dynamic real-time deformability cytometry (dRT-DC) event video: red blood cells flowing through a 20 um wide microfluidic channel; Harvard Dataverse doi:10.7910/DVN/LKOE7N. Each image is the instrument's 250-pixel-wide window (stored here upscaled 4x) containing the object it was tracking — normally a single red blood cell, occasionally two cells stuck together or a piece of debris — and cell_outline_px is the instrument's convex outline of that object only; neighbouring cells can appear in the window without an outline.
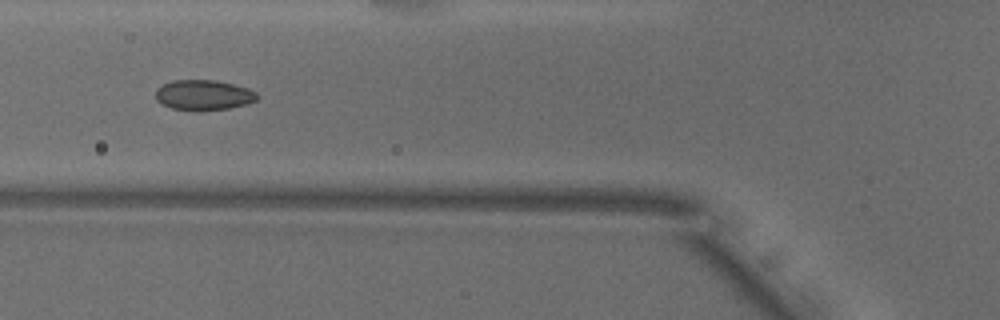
{"species": "common noctule bat (a hibernating species)", "species_latin": "Nyctalus noctula", "temperature_condition": "warm", "stored_images_in_passage": 32, "camera_frame_rate_fps": 3000, "um_per_image_px": 0.085, "animal": {"sex": "male", "body_mass_g": 18.8}, "frame": {"image": 1, "passage_image": 5, "time_ms": 1.333, "image_size_px": [1000, 320], "cell_outline_px": [[260, 96], [256, 100], [248, 104], [228, 108], [172, 108], [156, 100], [156, 88], [160, 84], [172, 80], [216, 80], [248, 88], [256, 92]], "centroid_in_image_um": [17.32, 8.03], "position_along_channel_um": 108.5, "area_um2": 17.4}}
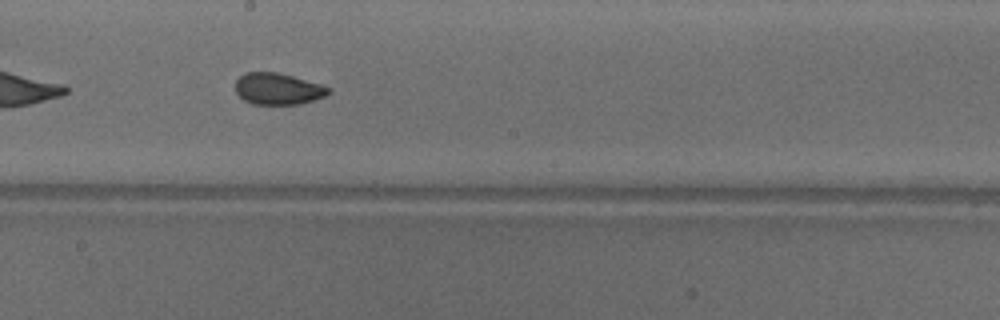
{"frame": {"image": 2, "passage_image": 14, "time_ms": 4.333, "image_size_px": [1000, 320], "cell_outline_px": [[332, 92], [324, 96], [300, 104], [252, 104], [244, 100], [236, 92], [236, 80], [244, 72], [276, 72], [292, 76], [320, 84], [328, 88]], "centroid_in_image_um": [23.59, 7.55], "position_along_channel_um": 224.6, "area_um2": 16.94}, "authors_computed_cell_mechanics": {"area_um2": 17.629, "velocity_mm_per_s": 3.8665, "shape_relaxation_time_tau1_ms": 6.5914, "shape_relaxation_time_tau2_ms": 1.1172, "deformation_change_tau1": 0.1138, "deformation_change_tau2": 0.0639}}